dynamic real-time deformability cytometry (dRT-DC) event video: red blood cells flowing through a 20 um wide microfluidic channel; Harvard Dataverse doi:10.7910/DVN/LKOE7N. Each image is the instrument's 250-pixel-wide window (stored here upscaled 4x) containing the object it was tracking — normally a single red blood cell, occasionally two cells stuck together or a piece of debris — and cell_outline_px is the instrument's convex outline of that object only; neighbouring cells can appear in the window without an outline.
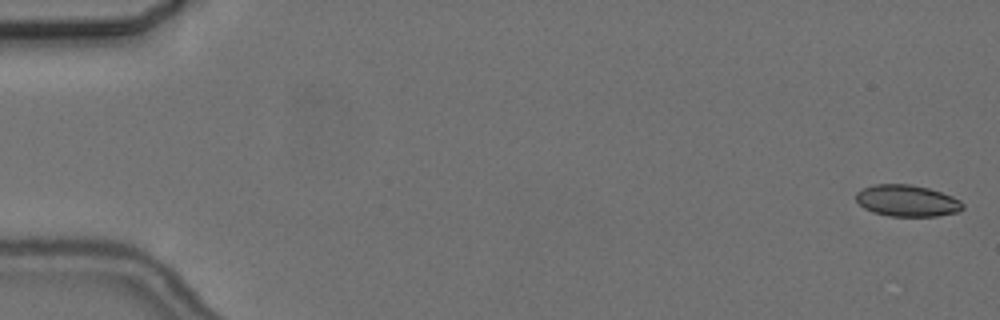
{"species": "common noctule bat (a hibernating species)", "species_latin": "Nyctalus noctula", "temperature_condition": "cold", "stored_images_in_passage": 5, "camera_frame_rate_fps": 3000, "um_per_image_px": 0.085, "animal": {"sex": "female", "body_mass_g": 24.6, "forearm_length_mm": 56.2}, "frame": {"image": 1, "passage_image": 1, "time_ms": 0.0, "image_size_px": [1000, 320], "cell_outline_px": [[964, 208], [960, 212], [936, 216], [888, 216], [872, 212], [864, 208], [856, 200], [856, 192], [864, 188], [876, 184], [912, 184], [928, 188], [952, 196], [960, 200], [964, 204]], "centroid_in_image_um": [77.12, 17.07], "position_along_channel_um": 7.9, "area_um2": 19.71}}
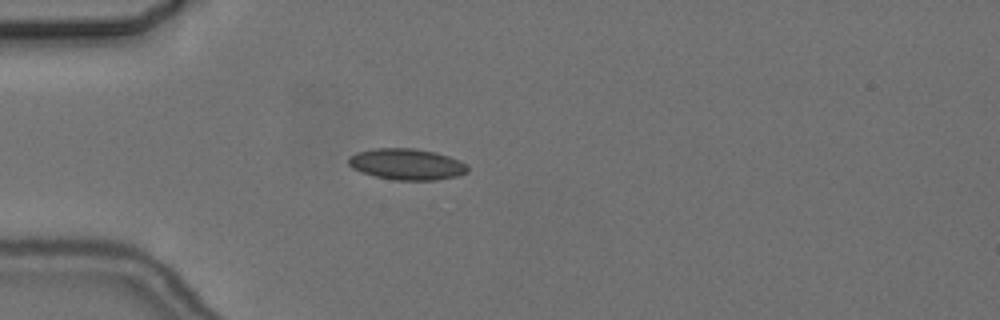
{"frame": {"image": 2, "passage_image": 5, "time_ms": 5.0, "image_size_px": [1000, 320], "cell_outline_px": [[468, 172], [456, 176], [436, 180], [396, 180], [376, 176], [360, 172], [352, 168], [348, 164], [348, 156], [356, 152], [372, 148], [416, 148], [436, 152], [460, 160], [468, 164]], "centroid_in_image_um": [34.56, 13.95], "position_along_channel_um": 50.4, "area_um2": 21.91}}